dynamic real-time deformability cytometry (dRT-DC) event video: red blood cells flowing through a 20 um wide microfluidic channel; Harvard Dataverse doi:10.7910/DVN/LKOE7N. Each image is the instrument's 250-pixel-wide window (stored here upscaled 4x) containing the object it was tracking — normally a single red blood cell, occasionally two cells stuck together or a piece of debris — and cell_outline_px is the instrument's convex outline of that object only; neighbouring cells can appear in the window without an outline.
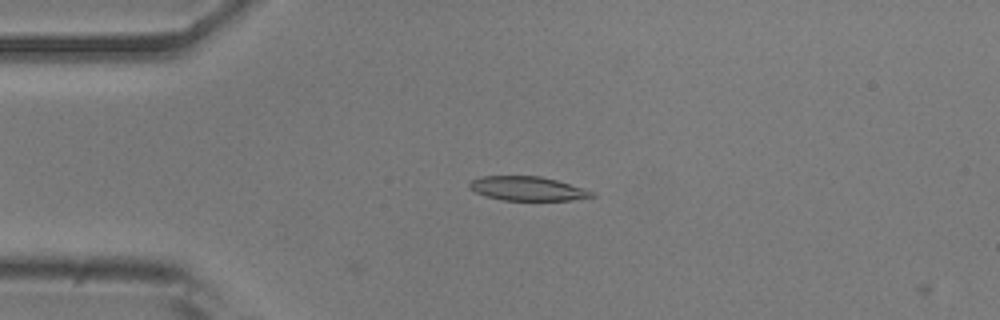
{"species": "common noctule bat (a hibernating species)", "species_latin": "Nyctalus noctula", "temperature_condition": "room temperature", "stored_images_in_passage": 51, "camera_frame_rate_fps": 3000, "um_per_image_px": 0.085, "animal": {"sex": "male", "body_mass_g": 20.5, "forearm_length_mm": 52.5}, "frame": {"image": 1, "passage_image": 10, "time_ms": 3.0, "image_size_px": [1000, 320], "cell_outline_px": [[584, 196], [564, 200], [508, 200], [492, 196], [480, 192], [472, 188], [480, 180], [488, 176], [532, 176], [552, 180], [576, 188]], "centroid_in_image_um": [44.7, 16.03], "position_along_channel_um": 40.3, "area_um2": 14.62}}
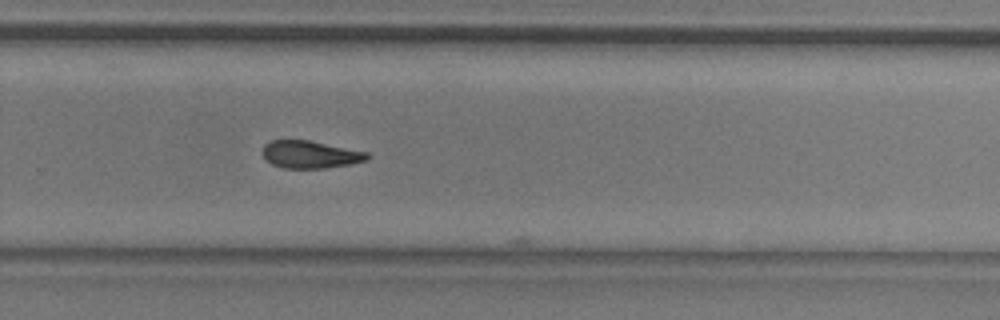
{"frame": {"image": 2, "passage_image": 33, "time_ms": 10.667, "image_size_px": [1000, 320], "cell_outline_px": [[368, 156], [364, 160], [344, 164], [316, 168], [292, 168], [276, 164], [268, 160], [264, 156], [264, 148], [268, 144], [276, 140], [304, 140], [364, 152]], "centroid_in_image_um": [26.32, 13.12], "position_along_channel_um": 303.5, "area_um2": 15.32}}
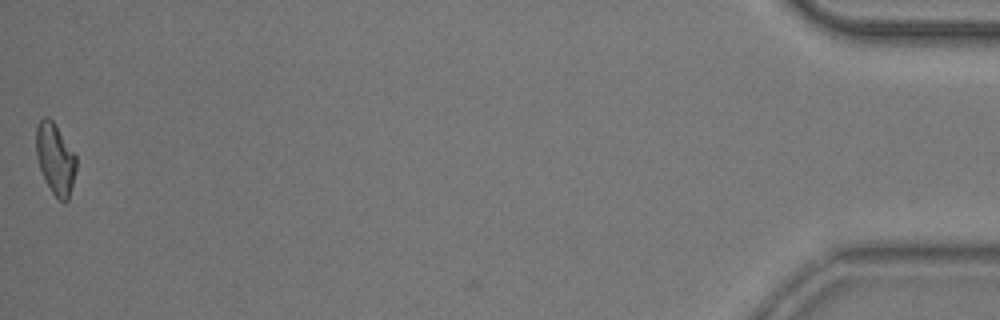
{"frame": {"image": 3, "passage_image": 51, "time_ms": 16.667, "image_size_px": [1000, 320], "cell_outline_px": [[76, 164], [68, 196], [64, 200], [60, 200], [56, 196], [48, 184], [44, 176], [40, 164], [36, 148], [36, 132], [40, 120], [52, 120], [76, 156]], "centroid_in_image_um": [4.7, 13.46], "position_along_channel_um": 430.5, "area_um2": 15.26}, "authors_computed_cell_mechanics": {"area_um2": 14.6812, "velocity_mm_per_s": 3.7565, "shape_relaxation_time_tau1_ms": null, "shape_relaxation_time_tau2_ms": 7.5513, "deformation_change_tau1": null, "deformation_change_tau2": 0.1742}}